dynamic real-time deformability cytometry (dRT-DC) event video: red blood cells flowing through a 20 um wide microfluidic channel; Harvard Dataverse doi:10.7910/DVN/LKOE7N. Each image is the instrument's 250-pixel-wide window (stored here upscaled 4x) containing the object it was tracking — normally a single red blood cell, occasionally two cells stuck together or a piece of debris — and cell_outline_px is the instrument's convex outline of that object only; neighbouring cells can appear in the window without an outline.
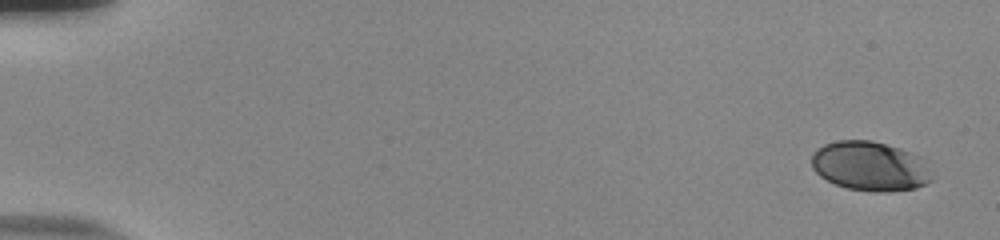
{"species": "human", "species_latin": "Homo sapiens", "temperature_condition": "room temperature", "stored_images_in_passage": 53, "camera_frame_rate_fps": 3000, "um_per_image_px": 0.085, "donor": {"sex": "male"}, "frame": {"image": 1, "passage_image": 1, "time_ms": 0.0, "image_size_px": [1000, 240], "cell_outline_px": [[936, 176], [932, 180], [916, 188], [888, 192], [876, 192], [848, 188], [836, 184], [820, 176], [812, 168], [812, 152], [816, 148], [824, 144], [836, 140], [872, 140], [900, 148], [920, 156]], "centroid_in_image_um": [73.98, 14.12], "position_along_channel_um": 11.0, "area_um2": 35.03}}
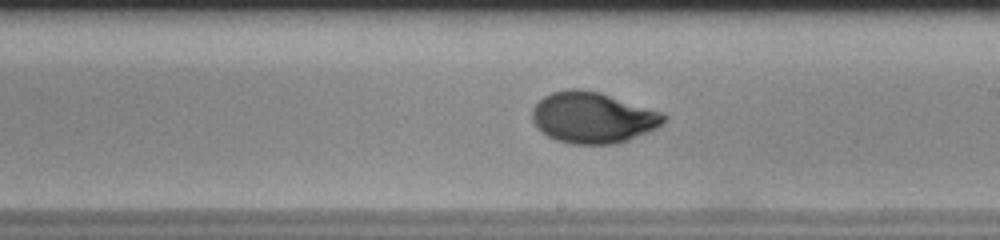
{"frame": {"image": 2, "passage_image": 32, "time_ms": 10.333, "image_size_px": [1000, 240], "cell_outline_px": [[668, 120], [656, 128], [648, 132], [628, 140], [616, 144], [572, 144], [556, 140], [548, 136], [532, 120], [532, 108], [544, 96], [552, 92], [568, 88], [580, 88], [600, 92], [660, 112], [668, 116]], "centroid_in_image_um": [50.4, 9.99], "position_along_channel_um": 238.6, "area_um2": 39.07}}
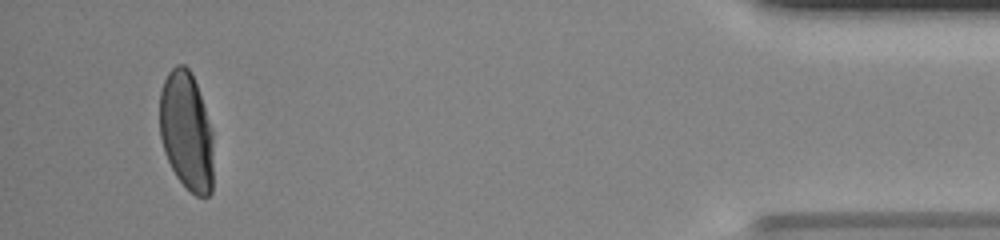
{"frame": {"image": 3, "passage_image": 51, "time_ms": 16.667, "image_size_px": [1000, 240], "cell_outline_px": [[212, 192], [208, 196], [196, 196], [176, 176], [164, 152], [160, 136], [160, 92], [164, 80], [168, 72], [176, 64], [184, 64], [188, 68], [196, 84], [212, 132]], "centroid_in_image_um": [15.83, 11.15], "position_along_channel_um": 419.4, "area_um2": 36.76}, "authors_computed_cell_mechanics": {"area_um2": 37.5122, "velocity_mm_per_s": 3.8414, "shape_relaxation_time_tau1_ms": 4.0935, "shape_relaxation_time_tau2_ms": null, "deformation_change_tau1": 0.1859, "deformation_change_tau2": null}}